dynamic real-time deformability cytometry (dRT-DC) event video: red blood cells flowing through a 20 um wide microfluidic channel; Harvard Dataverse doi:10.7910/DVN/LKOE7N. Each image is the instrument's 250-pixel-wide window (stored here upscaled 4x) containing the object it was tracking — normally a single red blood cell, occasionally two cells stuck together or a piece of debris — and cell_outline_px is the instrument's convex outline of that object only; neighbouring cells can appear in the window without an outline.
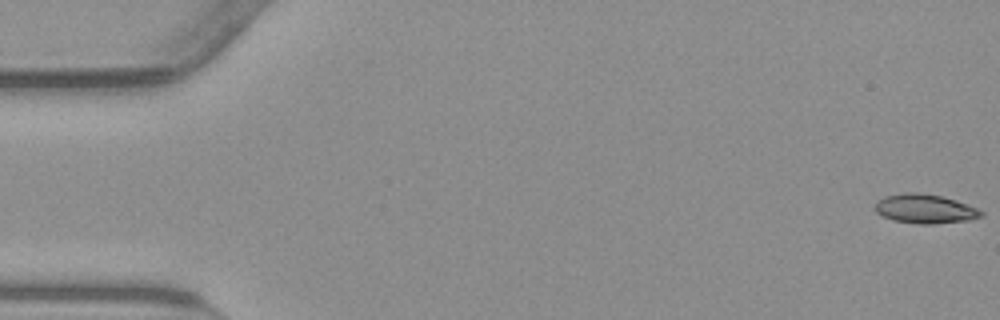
{"species": "common noctule bat (a hibernating species)", "species_latin": "Nyctalus noctula", "temperature_condition": "warm", "stored_images_in_passage": 55, "camera_frame_rate_fps": 3000, "um_per_image_px": 0.085, "animal": {"sex": "male", "body_mass_g": 23.1, "forearm_length_mm": 52.7}, "frame": {"image": 1, "passage_image": 1, "time_ms": 0.0, "image_size_px": [1000, 320], "cell_outline_px": [[984, 216], [968, 220], [932, 224], [920, 224], [892, 220], [876, 212], [872, 208], [884, 196], [904, 192], [920, 192], [944, 196], [968, 204], [984, 212]], "centroid_in_image_um": [78.63, 17.74], "position_along_channel_um": 6.4, "area_um2": 18.21}}
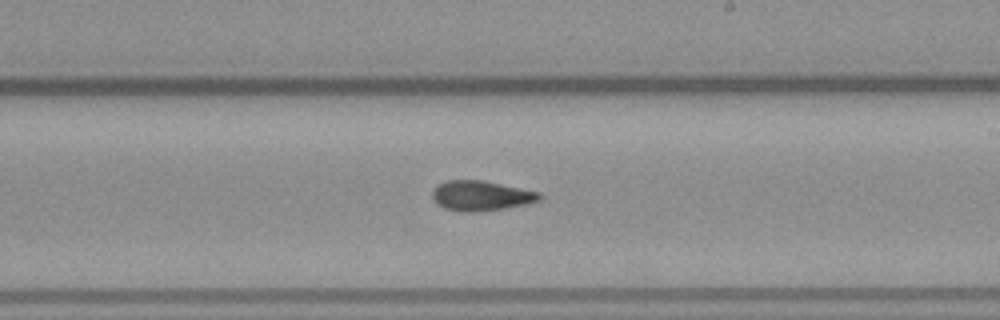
{"frame": {"image": 2, "passage_image": 32, "time_ms": 10.333, "image_size_px": [1000, 320], "cell_outline_px": [[544, 196], [540, 200], [524, 204], [504, 208], [472, 212], [464, 212], [444, 208], [436, 204], [432, 200], [432, 192], [440, 184], [448, 180], [480, 180], [540, 192]], "centroid_in_image_um": [40.88, 16.64], "position_along_channel_um": 248.1, "area_um2": 18.5}}
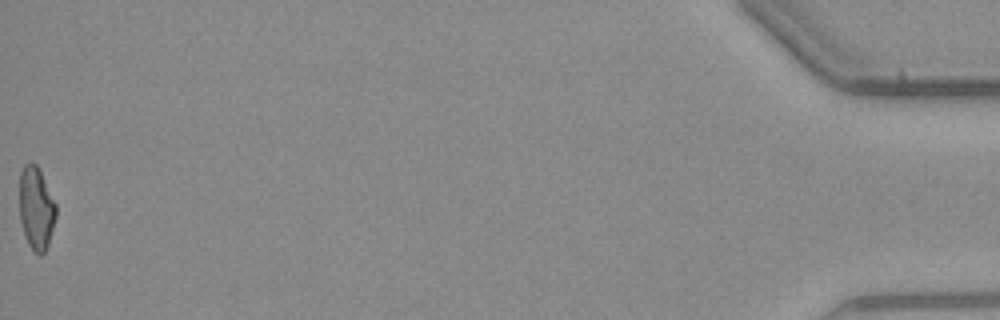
{"frame": {"image": 3, "passage_image": 55, "time_ms": 18.0, "image_size_px": [1000, 320], "cell_outline_px": [[56, 216], [48, 244], [44, 252], [40, 256], [28, 244], [20, 220], [20, 172], [24, 164], [36, 164], [56, 204]], "centroid_in_image_um": [3.07, 17.71], "position_along_channel_um": 432.1, "area_um2": 17.22}, "authors_computed_cell_mechanics": {"area_um2": 18.1492, "velocity_mm_per_s": 3.8329, "shape_relaxation_time_tau1_ms": null, "shape_relaxation_time_tau2_ms": 3.1788, "deformation_change_tau1": null, "deformation_change_tau2": 0.1079}}